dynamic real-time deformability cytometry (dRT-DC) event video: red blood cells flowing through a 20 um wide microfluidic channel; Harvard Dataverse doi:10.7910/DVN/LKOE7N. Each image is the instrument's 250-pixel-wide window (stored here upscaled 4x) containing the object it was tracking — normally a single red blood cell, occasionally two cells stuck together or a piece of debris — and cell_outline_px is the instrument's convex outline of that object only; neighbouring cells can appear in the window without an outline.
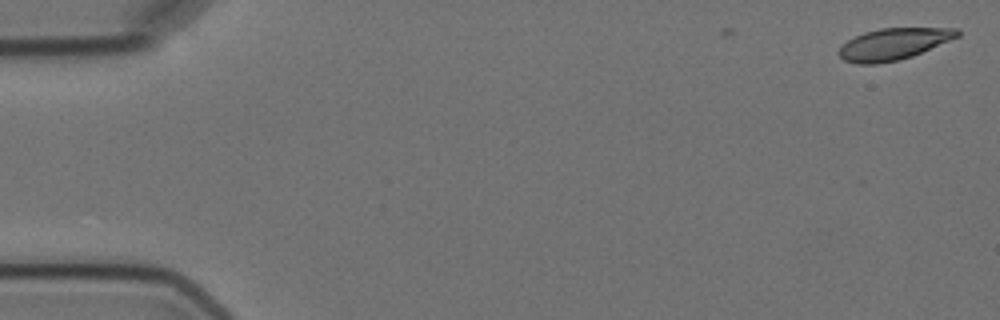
{"species": "Egyptian fruit bat (a non-hibernating species)", "species_latin": "Rousettus aegyptiacus", "temperature_condition": "cold", "stored_images_in_passage": 6, "camera_frame_rate_fps": 3000, "um_per_image_px": 0.085, "animal": {"sex": "female"}, "frame": {"image": 1, "passage_image": 1, "time_ms": 0.0, "image_size_px": [1000, 320], "cell_outline_px": [[960, 36], [912, 56], [900, 60], [876, 64], [856, 64], [844, 60], [836, 52], [848, 40], [864, 32], [880, 28], [960, 28]], "centroid_in_image_um": [75.95, 3.74], "position_along_channel_um": 9.0, "area_um2": 21.79}}